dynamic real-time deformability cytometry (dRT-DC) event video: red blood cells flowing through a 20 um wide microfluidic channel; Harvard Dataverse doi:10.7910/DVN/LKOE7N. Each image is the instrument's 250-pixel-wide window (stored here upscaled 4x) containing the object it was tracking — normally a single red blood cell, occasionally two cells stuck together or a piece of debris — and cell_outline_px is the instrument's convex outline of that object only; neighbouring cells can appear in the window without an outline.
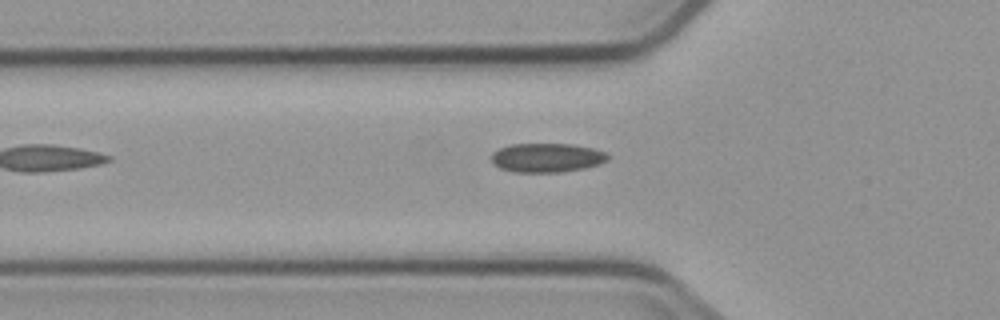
{"species": "common noctule bat (a hibernating species)", "species_latin": "Nyctalus noctula", "temperature_condition": "cold", "stored_images_in_passage": 6, "camera_frame_rate_fps": 3000, "um_per_image_px": 0.085, "animal": {"sex": "male", "body_mass_g": 23.1, "forearm_length_mm": 52.7}, "frame": {"image": 1, "passage_image": 6, "time_ms": 6.0, "image_size_px": [1000, 320], "cell_outline_px": [[612, 156], [608, 160], [600, 164], [584, 168], [564, 172], [512, 172], [500, 168], [492, 164], [492, 152], [500, 148], [512, 144], [572, 144], [592, 148], [608, 152]], "centroid_in_image_um": [46.52, 13.41], "position_along_channel_um": 79.3, "area_um2": 20.0}}